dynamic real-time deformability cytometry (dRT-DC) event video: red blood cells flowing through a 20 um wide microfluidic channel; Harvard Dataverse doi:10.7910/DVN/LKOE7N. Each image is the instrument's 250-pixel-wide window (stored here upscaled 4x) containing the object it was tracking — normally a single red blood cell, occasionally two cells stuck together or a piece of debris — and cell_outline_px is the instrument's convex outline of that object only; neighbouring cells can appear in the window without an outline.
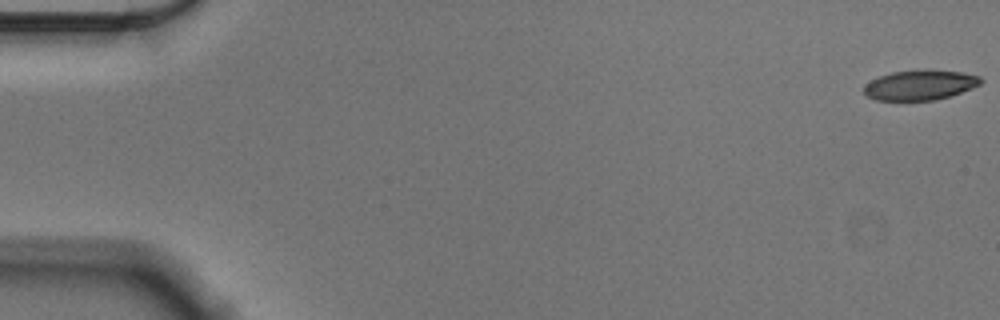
{"species": "Egyptian fruit bat (a non-hibernating species)", "species_latin": "Rousettus aegyptiacus", "temperature_condition": "cold", "stored_images_in_passage": 56, "camera_frame_rate_fps": 3000, "um_per_image_px": 0.085, "animal": {"sex": "male"}, "frame": {"image": 1, "passage_image": 1, "time_ms": 0.0, "image_size_px": [1000, 320], "cell_outline_px": [[984, 80], [980, 84], [972, 88], [936, 100], [876, 100], [868, 96], [864, 92], [864, 84], [880, 76], [892, 72], [964, 72], [980, 76]], "centroid_in_image_um": [78.2, 7.26], "position_along_channel_um": 6.8, "area_um2": 19.59}}
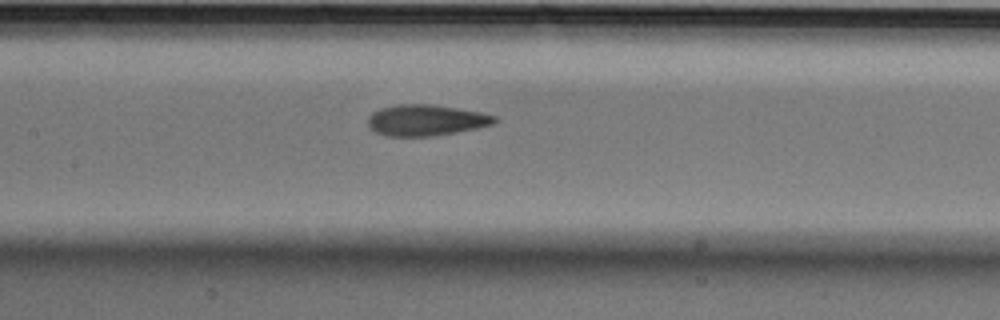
{"frame": {"image": 2, "passage_image": 27, "time_ms": 8.667, "image_size_px": [1000, 320], "cell_outline_px": [[496, 120], [492, 124], [476, 128], [456, 132], [432, 136], [388, 136], [376, 132], [368, 128], [368, 116], [372, 112], [380, 108], [396, 104], [432, 104], [480, 112], [496, 116]], "centroid_in_image_um": [36.15, 10.21], "position_along_channel_um": 171.2, "area_um2": 22.89}}
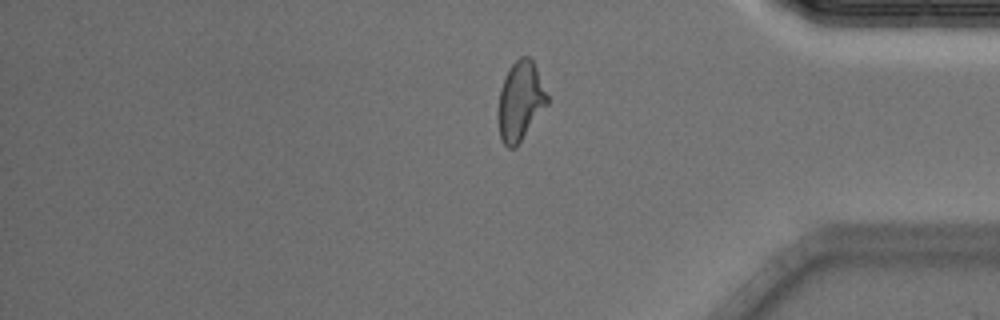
{"frame": {"image": 3, "passage_image": 47, "time_ms": 15.333, "image_size_px": [1000, 320], "cell_outline_px": [[548, 104], [516, 148], [508, 148], [504, 144], [500, 136], [496, 116], [500, 88], [508, 68], [520, 56], [528, 56], [532, 60], [536, 68], [548, 96]], "centroid_in_image_um": [44.2, 8.62], "position_along_channel_um": 391.0, "area_um2": 22.89}, "authors_computed_cell_mechanics": {"area_um2": 22.542, "velocity_mm_per_s": 3.5874, "shape_relaxation_time_tau1_ms": 6.2635, "shape_relaxation_time_tau2_ms": 2.4554, "deformation_change_tau1": 0.1619, "deformation_change_tau2": 0.1024}}